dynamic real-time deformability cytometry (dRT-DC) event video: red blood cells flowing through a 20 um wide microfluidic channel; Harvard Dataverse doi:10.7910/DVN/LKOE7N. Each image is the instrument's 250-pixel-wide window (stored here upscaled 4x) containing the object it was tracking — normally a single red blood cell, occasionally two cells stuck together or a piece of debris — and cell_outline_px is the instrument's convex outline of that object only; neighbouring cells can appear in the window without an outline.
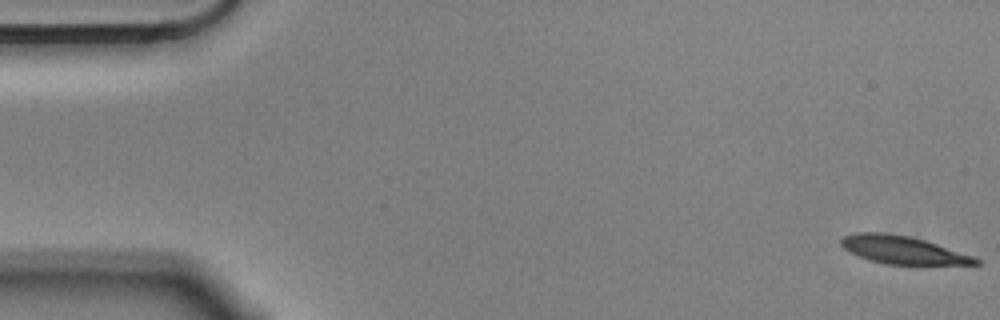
{"species": "Egyptian fruit bat (a non-hibernating species)", "species_latin": "Rousettus aegyptiacus", "temperature_condition": "cold", "stored_images_in_passage": 57, "camera_frame_rate_fps": 3000, "um_per_image_px": 0.085, "animal": {"sex": "male"}, "frame": {"image": 1, "passage_image": 1, "time_ms": 0.0, "image_size_px": [1000, 320], "cell_outline_px": [[980, 264], [884, 264], [868, 260], [844, 248], [840, 244], [840, 240], [844, 236], [856, 232], [884, 232], [908, 236], [924, 240], [976, 256], [980, 260]], "centroid_in_image_um": [76.75, 21.24], "position_along_channel_um": 8.3, "area_um2": 21.73}}
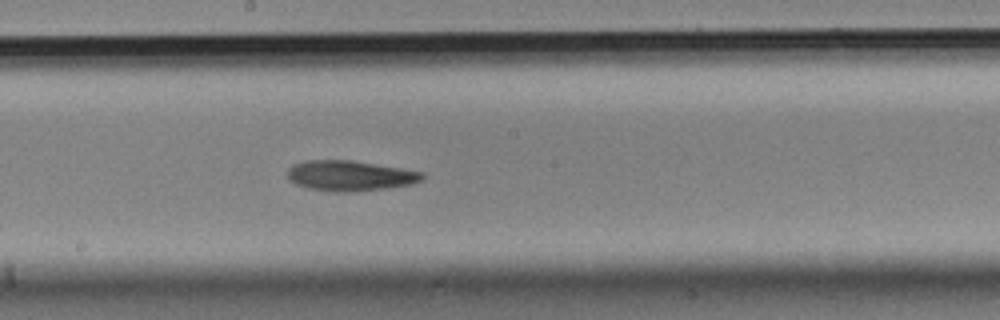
{"frame": {"image": 2, "passage_image": 30, "time_ms": 9.667, "image_size_px": [1000, 320], "cell_outline_px": [[424, 176], [420, 180], [412, 184], [388, 188], [356, 192], [336, 192], [308, 188], [296, 184], [288, 176], [288, 168], [292, 164], [304, 160], [352, 160], [424, 172]], "centroid_in_image_um": [29.74, 14.93], "position_along_channel_um": 218.5, "area_um2": 23.87}}
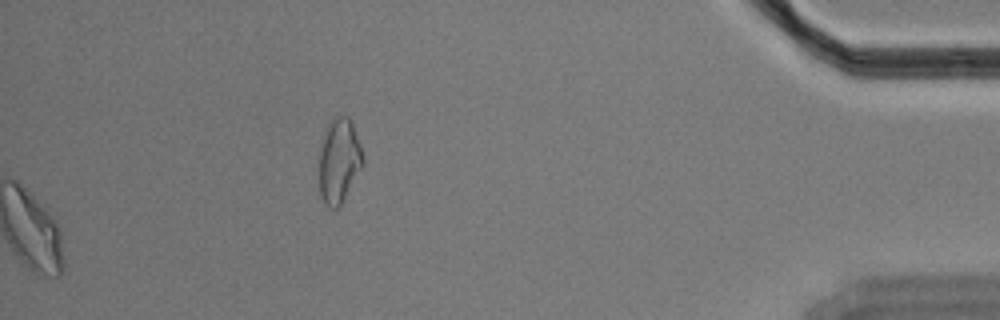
{"frame": {"image": 3, "passage_image": 57, "time_ms": 18.667, "image_size_px": [1000, 320], "cell_outline_px": [[364, 164], [340, 208], [328, 208], [324, 204], [320, 196], [320, 148], [324, 132], [328, 124], [336, 116], [348, 116], [352, 124], [360, 144], [364, 156]], "centroid_in_image_um": [28.83, 13.72], "position_along_channel_um": 406.4, "area_um2": 21.73}, "authors_computed_cell_mechanics": {"area_um2": 23.409, "velocity_mm_per_s": 3.5372, "shape_relaxation_time_tau1_ms": 8.6375, "shape_relaxation_time_tau2_ms": null, "deformation_change_tau1": 0.1749, "deformation_change_tau2": null}}